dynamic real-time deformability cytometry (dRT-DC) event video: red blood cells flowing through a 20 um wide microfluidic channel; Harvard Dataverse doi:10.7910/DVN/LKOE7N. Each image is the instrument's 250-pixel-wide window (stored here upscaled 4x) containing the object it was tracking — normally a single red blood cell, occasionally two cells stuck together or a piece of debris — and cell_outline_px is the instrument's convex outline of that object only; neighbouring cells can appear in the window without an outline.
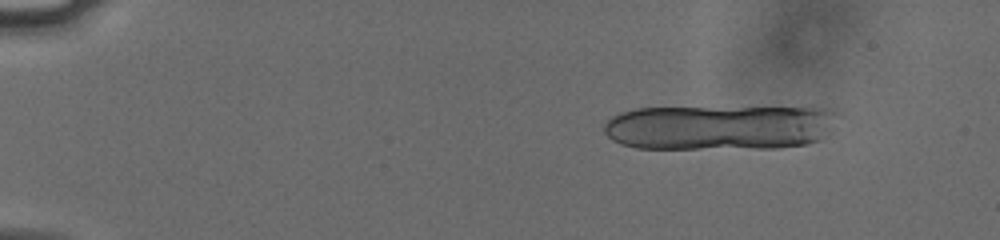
{"species": "human", "species_latin": "Homo sapiens", "temperature_condition": "cold", "stored_images_in_passage": 17, "camera_frame_rate_fps": 3000, "um_per_image_px": 0.085, "donor": {"sex": "male"}, "frame": {"image": 1, "passage_image": 7, "time_ms": 2.0, "image_size_px": [1000, 240], "cell_outline_px": [[832, 112], [820, 140], [808, 144], [776, 148], [636, 148], [620, 144], [612, 140], [604, 132], [604, 124], [612, 116], [620, 112], [636, 108], [824, 108]], "centroid_in_image_um": [60.97, 10.84], "position_along_channel_um": 24.0, "area_um2": 60.34}}